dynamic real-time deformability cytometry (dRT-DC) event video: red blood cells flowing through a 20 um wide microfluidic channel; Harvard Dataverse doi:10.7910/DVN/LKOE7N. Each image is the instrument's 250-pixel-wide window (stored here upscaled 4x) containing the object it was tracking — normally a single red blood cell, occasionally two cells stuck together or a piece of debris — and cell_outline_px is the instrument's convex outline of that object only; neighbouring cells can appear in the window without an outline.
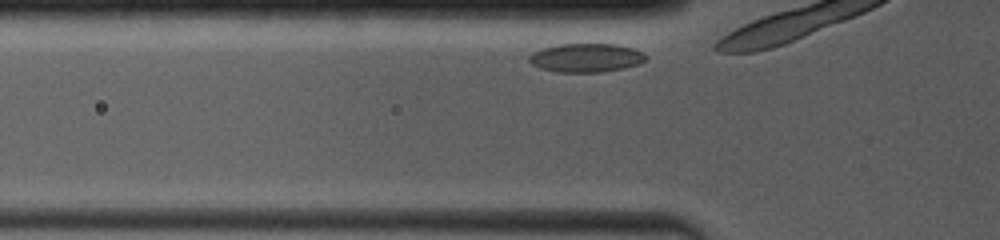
{"species": "common noctule bat (a hibernating species)", "species_latin": "Nyctalus noctula", "temperature_condition": "room temperature", "stored_images_in_passage": 5, "camera_frame_rate_fps": 4000, "um_per_image_px": 0.085, "animal": {"sex": "female", "body_mass_g": 19.0, "forearm_length_mm": 53.3}, "frame": {"image": 1, "passage_image": 2, "time_ms": 0.25, "image_size_px": [1000, 240], "cell_outline_px": [[648, 56], [640, 64], [624, 68], [600, 72], [556, 72], [540, 68], [532, 64], [528, 60], [528, 56], [532, 52], [544, 48], [560, 44], [616, 44], [632, 48], [644, 52]], "centroid_in_image_um": [49.83, 4.91], "position_along_channel_um": 76.0, "area_um2": 19.59}}